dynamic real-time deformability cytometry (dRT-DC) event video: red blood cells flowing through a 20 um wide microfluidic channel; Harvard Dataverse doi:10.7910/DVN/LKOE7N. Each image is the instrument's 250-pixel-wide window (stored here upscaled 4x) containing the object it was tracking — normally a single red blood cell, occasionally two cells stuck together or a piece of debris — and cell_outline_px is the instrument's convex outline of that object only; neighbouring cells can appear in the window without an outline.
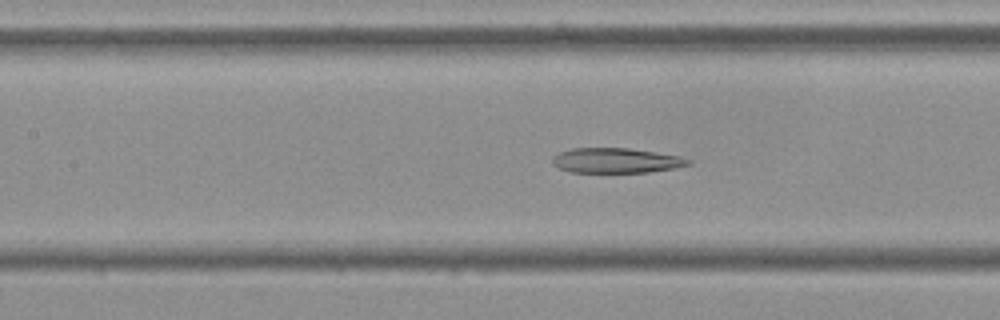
{"species": "Egyptian fruit bat (a non-hibernating species)", "species_latin": "Rousettus aegyptiacus", "temperature_condition": "cold", "stored_images_in_passage": 55, "camera_frame_rate_fps": 3000, "um_per_image_px": 0.085, "frame": {"image": 1, "passage_image": 24, "time_ms": 7.667, "image_size_px": [1000, 320], "cell_outline_px": [[692, 164], [676, 168], [648, 172], [572, 172], [556, 168], [552, 164], [552, 156], [560, 152], [572, 148], [628, 148], [656, 152], [680, 156], [692, 160]], "centroid_in_image_um": [52.37, 13.64], "position_along_channel_um": 155.0, "area_um2": 19.94}}
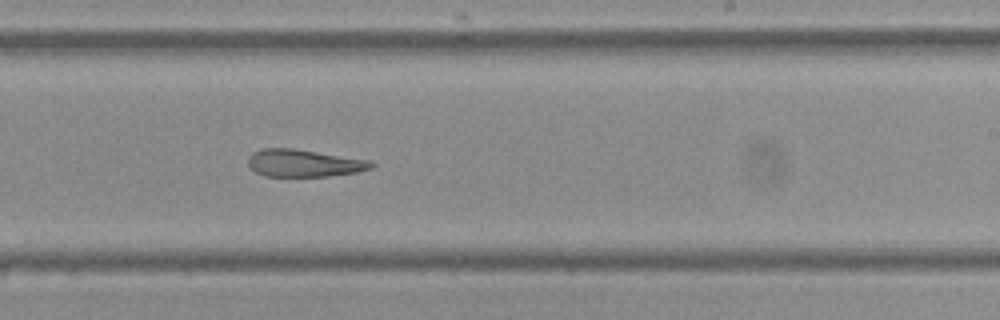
{"frame": {"image": 2, "passage_image": 33, "time_ms": 10.667, "image_size_px": [1000, 320], "cell_outline_px": [[376, 164], [372, 168], [356, 172], [328, 176], [264, 176], [256, 172], [248, 164], [248, 156], [252, 152], [260, 148], [292, 148], [372, 160]], "centroid_in_image_um": [25.84, 13.85], "position_along_channel_um": 263.2, "area_um2": 19.77}}
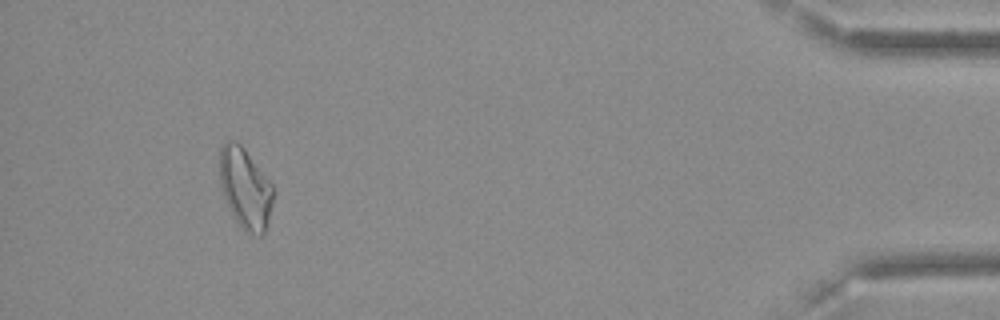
{"frame": {"image": 3, "passage_image": 51, "time_ms": 16.667, "image_size_px": [1000, 320], "cell_outline_px": [[272, 204], [268, 220], [264, 232], [260, 236], [256, 236], [244, 232], [236, 220], [220, 188], [220, 148], [224, 140], [236, 140], [244, 148], [272, 184]], "centroid_in_image_um": [20.83, 15.99], "position_along_channel_um": 414.4, "area_um2": 24.97}, "authors_computed_cell_mechanics": {"area_um2": 22.7154, "velocity_mm_per_s": 3.6238, "shape_relaxation_time_tau1_ms": 11.0844, "shape_relaxation_time_tau2_ms": 4.9215, "deformation_change_tau1": 0.2382, "deformation_change_tau2": 0.1621}}